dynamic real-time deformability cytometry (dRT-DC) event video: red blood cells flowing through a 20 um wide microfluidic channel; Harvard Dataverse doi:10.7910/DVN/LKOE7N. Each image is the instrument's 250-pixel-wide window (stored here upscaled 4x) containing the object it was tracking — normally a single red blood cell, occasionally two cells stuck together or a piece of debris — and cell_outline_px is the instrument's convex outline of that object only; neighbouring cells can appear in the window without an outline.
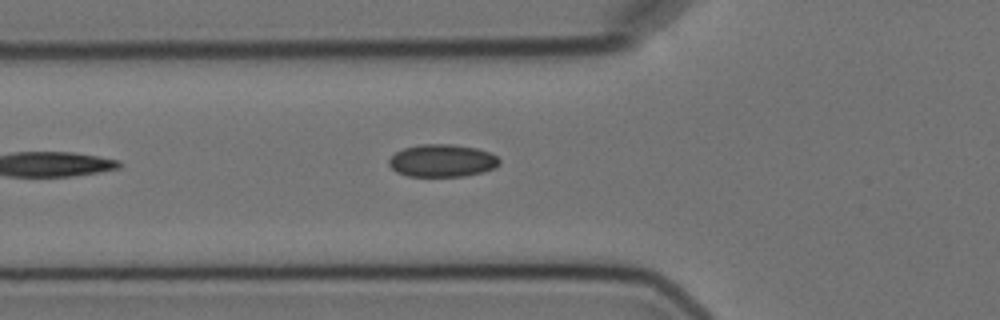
{"species": "Egyptian fruit bat (a non-hibernating species)", "species_latin": "Rousettus aegyptiacus", "temperature_condition": "cold", "stored_images_in_passage": 2, "camera_frame_rate_fps": 3000, "um_per_image_px": 0.085, "animal": {"sex": "female"}, "frame": {"image": 1, "passage_image": 2, "time_ms": 1.333, "image_size_px": [1000, 320], "cell_outline_px": [[500, 164], [496, 168], [484, 172], [464, 176], [408, 176], [396, 172], [388, 164], [388, 160], [396, 152], [404, 148], [420, 144], [452, 144], [476, 148], [488, 152], [496, 156], [500, 160]], "centroid_in_image_um": [37.59, 13.66], "position_along_channel_um": 88.2, "area_um2": 21.04}}